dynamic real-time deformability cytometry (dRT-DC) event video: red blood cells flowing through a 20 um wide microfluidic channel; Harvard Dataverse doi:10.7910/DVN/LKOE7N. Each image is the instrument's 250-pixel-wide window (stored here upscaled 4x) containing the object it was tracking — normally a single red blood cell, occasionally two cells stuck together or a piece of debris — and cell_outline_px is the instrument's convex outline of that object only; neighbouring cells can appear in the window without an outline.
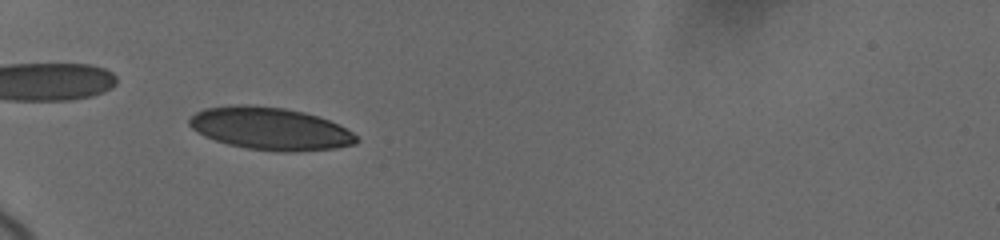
{"species": "human", "species_latin": "Homo sapiens", "temperature_condition": "cold", "stored_images_in_passage": 9, "camera_frame_rate_fps": 3000, "um_per_image_px": 0.085, "donor": {"sex": "female"}, "frame": {"image": 1, "passage_image": 6, "time_ms": 2.333, "image_size_px": [1000, 240], "cell_outline_px": [[360, 140], [356, 144], [336, 148], [296, 152], [280, 152], [244, 148], [228, 144], [204, 136], [196, 132], [188, 124], [188, 120], [196, 112], [204, 108], [232, 104], [248, 104], [284, 108], [304, 112], [320, 116], [352, 132]], "centroid_in_image_um": [22.95, 10.93], "position_along_channel_um": 62.1, "area_um2": 41.73}}
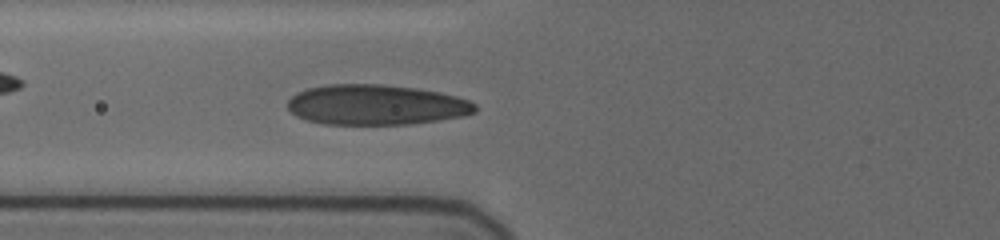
{"frame": {"image": 2, "passage_image": 9, "time_ms": 3.667, "image_size_px": [1000, 240], "cell_outline_px": [[476, 112], [464, 116], [408, 124], [324, 124], [308, 120], [296, 116], [288, 108], [288, 100], [296, 92], [308, 88], [328, 84], [380, 84], [412, 88], [440, 92], [456, 96], [468, 100], [476, 104]], "centroid_in_image_um": [31.95, 8.91], "position_along_channel_um": 93.8, "area_um2": 43.81}}